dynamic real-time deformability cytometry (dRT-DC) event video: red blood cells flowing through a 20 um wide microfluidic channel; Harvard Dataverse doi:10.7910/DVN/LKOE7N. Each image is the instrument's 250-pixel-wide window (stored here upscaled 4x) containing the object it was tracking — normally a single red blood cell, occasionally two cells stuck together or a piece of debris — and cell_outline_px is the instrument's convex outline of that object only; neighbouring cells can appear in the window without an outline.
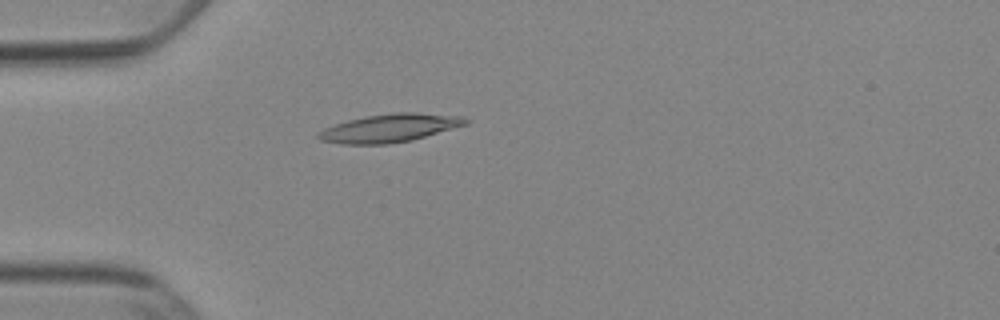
{"species": "Egyptian fruit bat (a non-hibernating species)", "species_latin": "Rousettus aegyptiacus", "temperature_condition": "cold", "stored_images_in_passage": 39, "camera_frame_rate_fps": 3000, "um_per_image_px": 0.085, "animal": {"sex": "female"}, "frame": {"image": 1, "passage_image": 2, "time_ms": 0.333, "image_size_px": [1000, 320], "cell_outline_px": [[468, 124], [412, 140], [388, 144], [340, 144], [320, 140], [316, 136], [316, 132], [324, 128], [348, 120], [364, 116], [392, 112], [416, 112], [464, 116], [468, 120]], "centroid_in_image_um": [33.11, 10.88], "position_along_channel_um": 51.9, "area_um2": 24.39}}
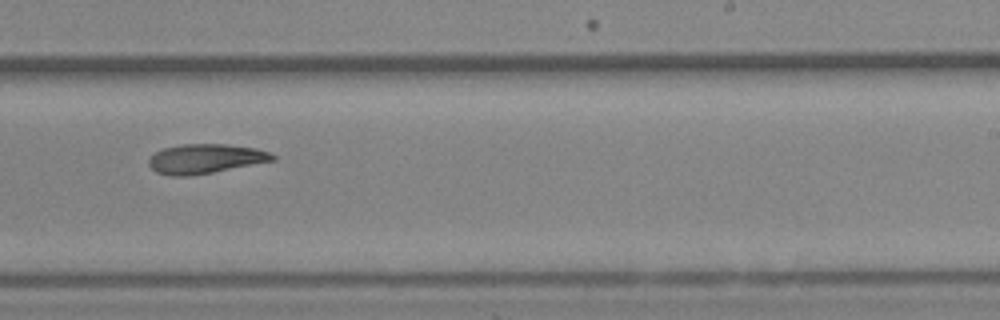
{"frame": {"image": 2, "passage_image": 20, "time_ms": 6.333, "image_size_px": [1000, 320], "cell_outline_px": [[276, 160], [192, 176], [172, 176], [156, 172], [148, 164], [148, 160], [156, 152], [164, 148], [184, 144], [228, 144], [256, 148], [268, 152], [276, 156]], "centroid_in_image_um": [17.47, 13.5], "position_along_channel_um": 271.5, "area_um2": 21.21}}
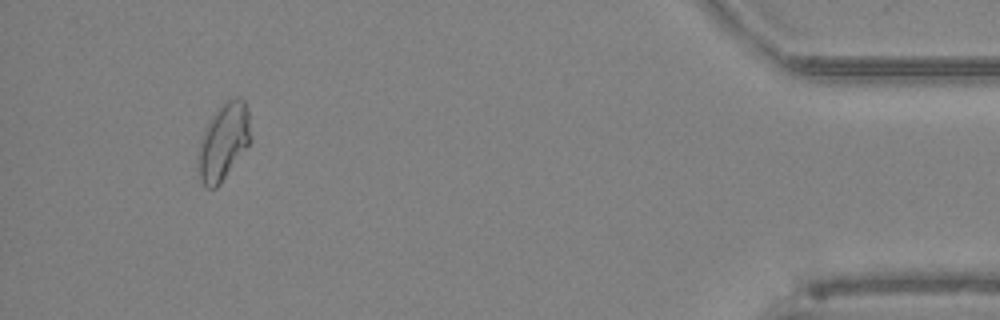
{"frame": {"image": 3, "passage_image": 36, "time_ms": 11.667, "image_size_px": [1000, 320], "cell_outline_px": [[252, 140], [220, 184], [216, 188], [208, 188], [204, 184], [196, 168], [200, 140], [204, 128], [212, 116], [224, 100], [236, 96], [240, 96], [244, 100], [248, 112]], "centroid_in_image_um": [19.0, 12.01], "position_along_channel_um": 416.2, "area_um2": 23.7}, "authors_computed_cell_mechanics": {"area_um2": 21.4438, "velocity_mm_per_s": 3.8815, "shape_relaxation_time_tau1_ms": 9.3243, "shape_relaxation_time_tau2_ms": null, "deformation_change_tau1": 0.2109, "deformation_change_tau2": null}}